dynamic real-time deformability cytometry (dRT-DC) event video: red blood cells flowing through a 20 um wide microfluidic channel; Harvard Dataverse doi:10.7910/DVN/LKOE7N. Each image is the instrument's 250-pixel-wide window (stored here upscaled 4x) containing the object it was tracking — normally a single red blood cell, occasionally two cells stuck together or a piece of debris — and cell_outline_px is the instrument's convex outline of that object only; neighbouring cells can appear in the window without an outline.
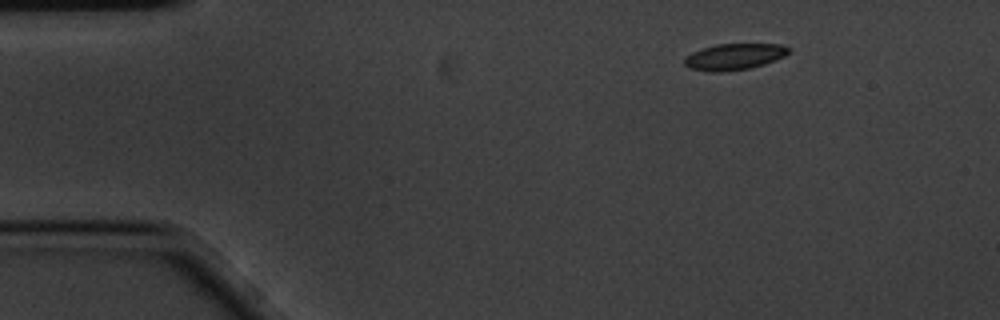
{"species": "common noctule bat (a hibernating species)", "species_latin": "Nyctalus noctula", "temperature_condition": "cold", "stored_images_in_passage": 6, "camera_frame_rate_fps": 3000, "um_per_image_px": 0.085, "animal": {"sex": "male", "body_mass_g": 20.1, "forearm_length_mm": 53.5}, "frame": {"image": 1, "passage_image": 1, "time_ms": 0.0, "image_size_px": [1000, 320], "cell_outline_px": [[792, 48], [784, 56], [764, 64], [748, 68], [720, 72], [708, 72], [688, 68], [684, 64], [684, 56], [692, 52], [716, 44], [780, 44]], "centroid_in_image_um": [62.37, 4.82], "position_along_channel_um": 22.6, "area_um2": 15.95}}
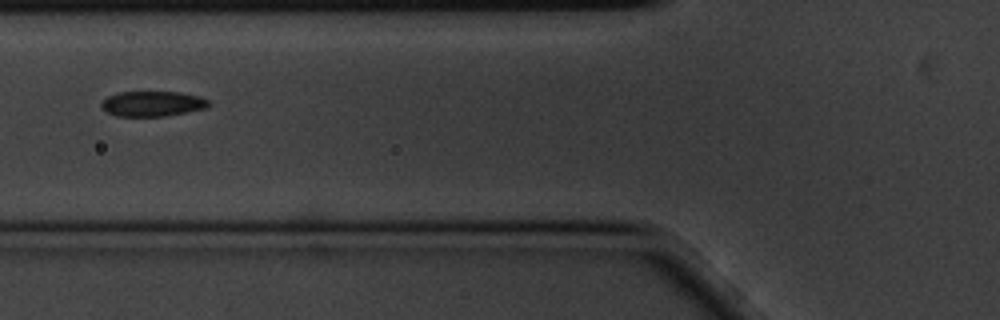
{"frame": {"image": 2, "passage_image": 5, "time_ms": 1.333, "image_size_px": [1000, 320], "cell_outline_px": [[208, 108], [164, 116], [116, 116], [108, 112], [100, 104], [108, 96], [116, 92], [180, 92], [200, 96], [208, 100]], "centroid_in_image_um": [12.97, 8.81], "position_along_channel_um": 112.8, "area_um2": 15.66}}
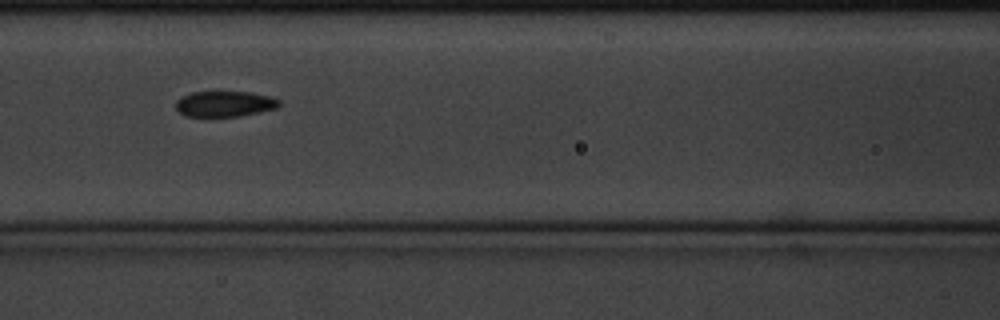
{"frame": {"image": 3, "passage_image": 6, "time_ms": 1.667, "image_size_px": [1000, 320], "cell_outline_px": [[280, 104], [276, 108], [240, 116], [188, 116], [180, 112], [176, 108], [176, 100], [180, 96], [192, 92], [252, 92], [268, 96], [280, 100]], "centroid_in_image_um": [19.08, 8.82], "position_along_channel_um": 147.5, "area_um2": 15.32}}